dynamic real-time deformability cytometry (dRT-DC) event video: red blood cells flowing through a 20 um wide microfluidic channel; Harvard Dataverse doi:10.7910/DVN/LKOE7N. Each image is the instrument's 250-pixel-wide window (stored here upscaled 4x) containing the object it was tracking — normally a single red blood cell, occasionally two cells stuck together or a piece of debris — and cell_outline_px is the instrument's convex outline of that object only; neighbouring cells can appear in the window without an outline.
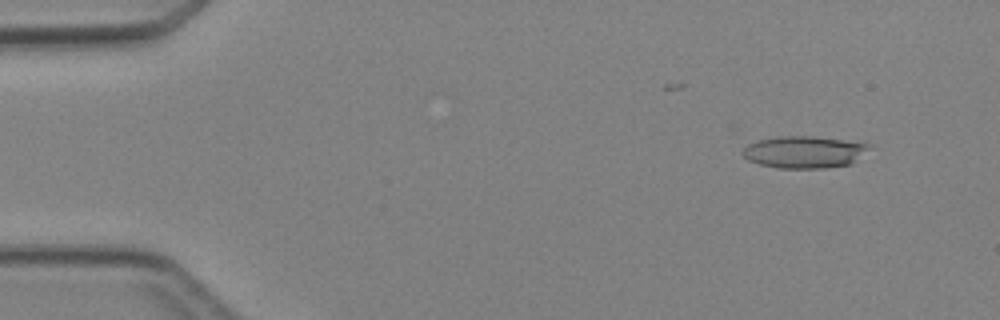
{"species": "Egyptian fruit bat (a non-hibernating species)", "species_latin": "Rousettus aegyptiacus", "temperature_condition": "cold", "stored_images_in_passage": 4, "camera_frame_rate_fps": 3000, "um_per_image_px": 0.085, "animal": {"sex": "female"}, "frame": {"image": 1, "passage_image": 2, "time_ms": 1.333, "image_size_px": [1000, 320], "cell_outline_px": [[868, 148], [852, 164], [824, 168], [780, 168], [760, 164], [748, 160], [740, 152], [748, 144], [760, 140], [776, 136], [816, 136], [868, 144]], "centroid_in_image_um": [68.3, 12.92], "position_along_channel_um": 16.7, "area_um2": 23.35}}